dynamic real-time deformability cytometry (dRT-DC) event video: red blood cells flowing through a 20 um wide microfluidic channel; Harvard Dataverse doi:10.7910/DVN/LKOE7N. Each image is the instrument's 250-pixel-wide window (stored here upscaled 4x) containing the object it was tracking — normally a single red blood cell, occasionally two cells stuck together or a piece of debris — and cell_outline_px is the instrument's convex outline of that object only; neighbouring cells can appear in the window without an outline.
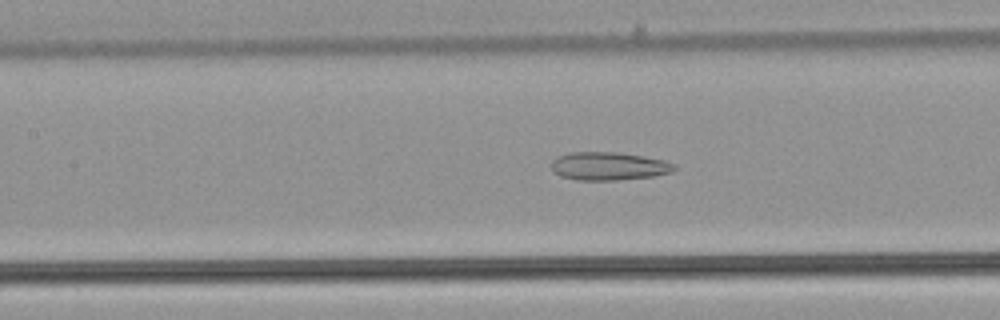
{"species": "common noctule bat (a hibernating species)", "species_latin": "Nyctalus noctula", "temperature_condition": "warm", "stored_images_in_passage": 51, "camera_frame_rate_fps": 3000, "um_per_image_px": 0.085, "animal": {"sex": "male", "body_mass_g": 21.5, "forearm_length_mm": 52.0}, "frame": {"image": 1, "passage_image": 23, "time_ms": 7.333, "image_size_px": [1000, 320], "cell_outline_px": [[676, 168], [672, 172], [652, 176], [616, 180], [576, 180], [560, 176], [552, 172], [552, 160], [560, 156], [572, 152], [616, 152], [664, 160], [676, 164]], "centroid_in_image_um": [51.73, 14.13], "position_along_channel_um": 155.7, "area_um2": 20.06}}
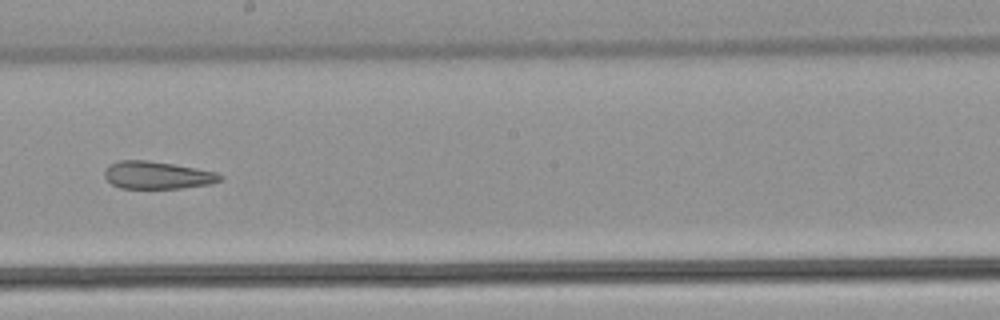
{"frame": {"image": 2, "passage_image": 29, "time_ms": 9.333, "image_size_px": [1000, 320], "cell_outline_px": [[224, 180], [212, 184], [180, 188], [120, 188], [112, 184], [104, 176], [104, 172], [108, 164], [120, 160], [148, 160], [196, 168], [216, 172], [224, 176]], "centroid_in_image_um": [13.39, 14.89], "position_along_channel_um": 234.8, "area_um2": 18.67}}
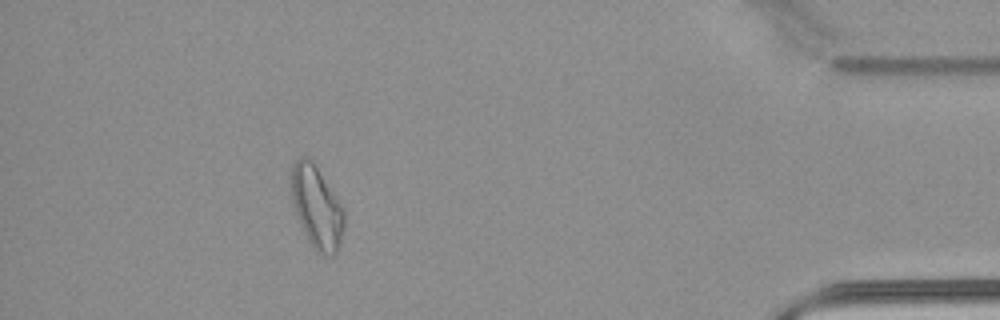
{"frame": {"image": 3, "passage_image": 46, "time_ms": 15.0, "image_size_px": [1000, 320], "cell_outline_px": [[344, 228], [336, 252], [332, 256], [324, 256], [316, 252], [308, 240], [296, 216], [292, 196], [292, 164], [300, 156], [308, 156], [312, 160], [344, 208]], "centroid_in_image_um": [26.93, 17.62], "position_along_channel_um": 408.3, "area_um2": 25.26}, "authors_computed_cell_mechanics": {"area_um2": 23.8714, "velocity_mm_per_s": 3.9801, "shape_relaxation_time_tau1_ms": null, "shape_relaxation_time_tau2_ms": 2.9423, "deformation_change_tau1": null, "deformation_change_tau2": 0.1215}}